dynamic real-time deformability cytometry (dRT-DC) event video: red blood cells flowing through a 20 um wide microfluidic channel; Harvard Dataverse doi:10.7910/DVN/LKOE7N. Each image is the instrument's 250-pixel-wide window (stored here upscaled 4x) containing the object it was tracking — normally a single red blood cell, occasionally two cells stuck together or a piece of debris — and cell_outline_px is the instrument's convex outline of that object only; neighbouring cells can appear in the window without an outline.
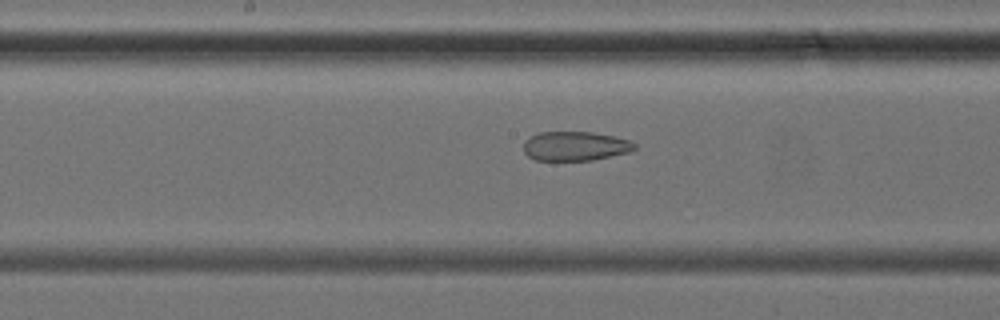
{"species": "common noctule bat (a hibernating species)", "species_latin": "Nyctalus noctula", "temperature_condition": "cold", "stored_images_in_passage": 42, "camera_frame_rate_fps": 3000, "um_per_image_px": 0.085, "animal": {"sex": "female", "body_mass_g": 24.6, "forearm_length_mm": 56.2}, "frame": {"image": 1, "passage_image": 22, "time_ms": 7.0, "image_size_px": [1000, 320], "cell_outline_px": [[636, 148], [628, 152], [592, 160], [536, 160], [528, 156], [524, 152], [524, 140], [540, 132], [592, 132], [612, 136], [628, 140], [636, 144]], "centroid_in_image_um": [48.87, 12.42], "position_along_channel_um": 199.3, "area_um2": 18.73}}
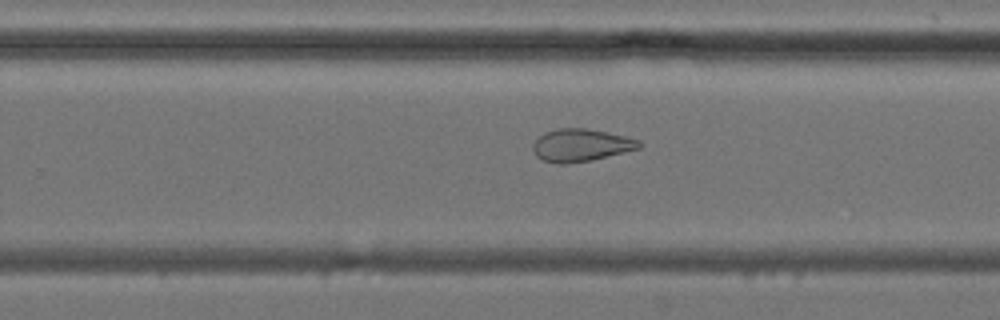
{"frame": {"image": 2, "passage_image": 27, "time_ms": 8.667, "image_size_px": [1000, 320], "cell_outline_px": [[644, 144], [640, 148], [592, 160], [564, 164], [556, 164], [544, 160], [536, 156], [532, 148], [532, 144], [544, 132], [556, 128], [584, 128], [624, 136], [640, 140]], "centroid_in_image_um": [49.37, 12.34], "position_along_channel_um": 280.4, "area_um2": 20.11}}
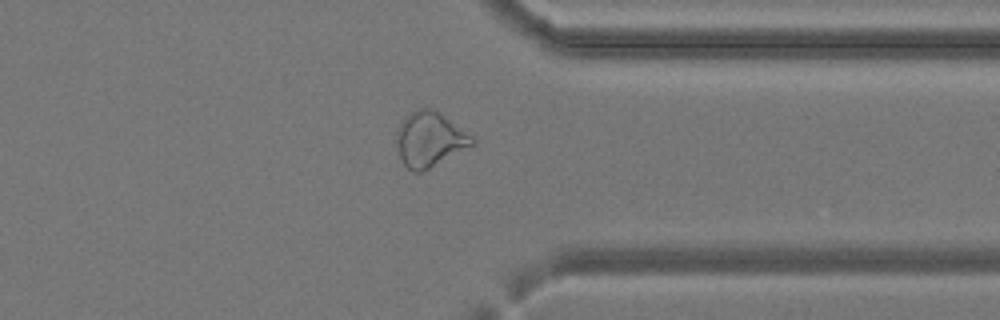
{"frame": {"image": 3, "passage_image": 33, "time_ms": 10.667, "image_size_px": [1000, 320], "cell_outline_px": [[476, 144], [420, 172], [416, 172], [408, 168], [404, 164], [400, 156], [396, 144], [396, 132], [400, 124], [412, 112], [420, 108], [436, 108], [472, 136], [476, 140]], "centroid_in_image_um": [36.54, 11.82], "position_along_channel_um": 374.9, "area_um2": 23.99}}